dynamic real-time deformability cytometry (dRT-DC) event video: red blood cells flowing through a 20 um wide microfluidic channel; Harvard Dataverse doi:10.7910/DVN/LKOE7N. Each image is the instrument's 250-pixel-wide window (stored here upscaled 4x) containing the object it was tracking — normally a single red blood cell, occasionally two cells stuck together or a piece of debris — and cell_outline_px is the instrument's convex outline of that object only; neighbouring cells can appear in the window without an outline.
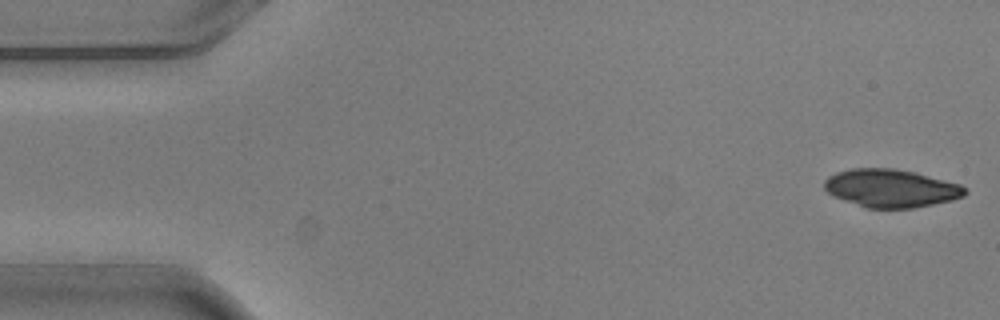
{"species": "common noctule bat (a hibernating species)", "species_latin": "Nyctalus noctula", "temperature_condition": "warm", "stored_images_in_passage": 6, "camera_frame_rate_fps": 3000, "um_per_image_px": 0.085, "animal": {"sex": "male", "body_mass_g": 20.5, "forearm_length_mm": 52.5}, "frame": {"image": 1, "passage_image": 1, "time_ms": 0.0, "image_size_px": [1000, 320], "cell_outline_px": [[968, 192], [964, 196], [952, 200], [912, 208], [864, 208], [832, 196], [824, 188], [824, 180], [828, 176], [836, 172], [852, 168], [892, 168], [916, 172], [960, 184], [968, 188]], "centroid_in_image_um": [75.72, 16.0], "position_along_channel_um": 9.3, "area_um2": 31.44}}